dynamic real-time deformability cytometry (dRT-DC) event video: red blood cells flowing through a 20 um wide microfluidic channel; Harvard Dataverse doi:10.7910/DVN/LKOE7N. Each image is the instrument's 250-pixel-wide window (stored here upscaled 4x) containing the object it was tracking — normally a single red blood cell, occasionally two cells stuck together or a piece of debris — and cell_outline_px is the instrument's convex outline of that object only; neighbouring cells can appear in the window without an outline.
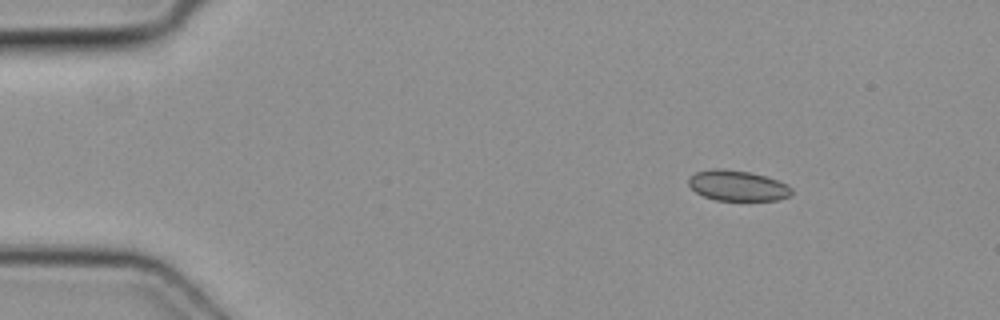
{"species": "common noctule bat (a hibernating species)", "species_latin": "Nyctalus noctula", "temperature_condition": "cold", "stored_images_in_passage": 4, "camera_frame_rate_fps": 3000, "um_per_image_px": 0.085, "animal": {"sex": "female", "body_mass_g": 19.3, "forearm_length_mm": 54.1}, "frame": {"image": 1, "passage_image": 2, "time_ms": 0.333, "image_size_px": [1000, 320], "cell_outline_px": [[792, 196], [776, 200], [716, 200], [704, 196], [696, 192], [688, 184], [688, 180], [696, 172], [716, 168], [748, 172], [764, 176], [776, 180], [792, 188]], "centroid_in_image_um": [62.69, 15.79], "position_along_channel_um": 22.3, "area_um2": 17.98}}